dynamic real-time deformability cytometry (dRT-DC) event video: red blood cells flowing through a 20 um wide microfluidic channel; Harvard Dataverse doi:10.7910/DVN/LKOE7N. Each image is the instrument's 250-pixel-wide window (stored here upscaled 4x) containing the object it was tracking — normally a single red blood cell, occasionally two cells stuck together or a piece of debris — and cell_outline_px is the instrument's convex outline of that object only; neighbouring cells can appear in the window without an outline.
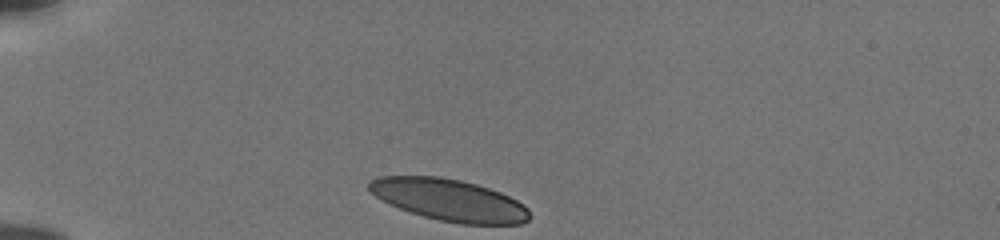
{"species": "human", "species_latin": "Homo sapiens", "temperature_condition": "cold", "stored_images_in_passage": 33, "camera_frame_rate_fps": 3000, "um_per_image_px": 0.085, "donor": {"sex": "male"}, "frame": {"image": 1, "passage_image": 1, "time_ms": 0.0, "image_size_px": [1000, 240], "cell_outline_px": [[532, 216], [528, 220], [520, 224], [460, 224], [440, 220], [424, 216], [388, 204], [380, 200], [368, 188], [368, 180], [380, 176], [440, 176], [460, 180], [476, 184], [500, 192], [524, 204], [528, 208]], "centroid_in_image_um": [38.19, 16.99], "position_along_channel_um": 46.8, "area_um2": 39.13}}
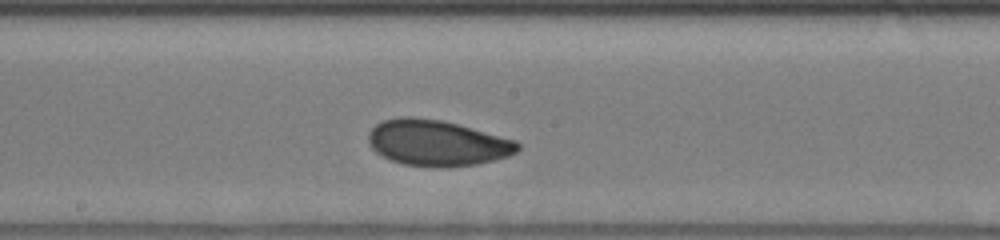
{"frame": {"image": 2, "passage_image": 17, "time_ms": 5.333, "image_size_px": [1000, 240], "cell_outline_px": [[520, 148], [516, 152], [508, 156], [476, 164], [404, 164], [392, 160], [376, 152], [368, 144], [368, 132], [376, 124], [384, 120], [400, 116], [412, 116], [440, 120], [456, 124], [516, 140], [520, 144]], "centroid_in_image_um": [37.12, 12.09], "position_along_channel_um": 211.1, "area_um2": 38.73}}
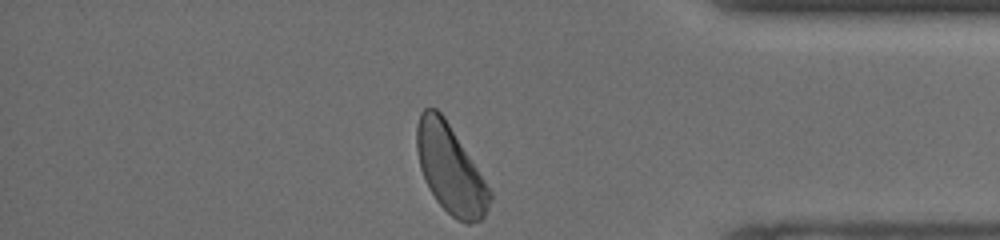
{"frame": {"image": 3, "passage_image": 33, "time_ms": 10.667, "image_size_px": [1000, 240], "cell_outline_px": [[492, 200], [484, 216], [480, 220], [472, 224], [468, 224], [456, 220], [436, 200], [420, 168], [416, 148], [416, 124], [420, 112], [424, 108], [436, 108], [444, 116], [492, 192]], "centroid_in_image_um": [38.27, 14.37], "position_along_channel_um": 396.9, "area_um2": 37.22}, "authors_computed_cell_mechanics": {"area_um2": 38.5526, "velocity_mm_per_s": 3.7961, "shape_relaxation_time_tau1_ms": 3.5736, "shape_relaxation_time_tau2_ms": 2.4222, "deformation_change_tau1": 0.1014, "deformation_change_tau2": 0.0765}}